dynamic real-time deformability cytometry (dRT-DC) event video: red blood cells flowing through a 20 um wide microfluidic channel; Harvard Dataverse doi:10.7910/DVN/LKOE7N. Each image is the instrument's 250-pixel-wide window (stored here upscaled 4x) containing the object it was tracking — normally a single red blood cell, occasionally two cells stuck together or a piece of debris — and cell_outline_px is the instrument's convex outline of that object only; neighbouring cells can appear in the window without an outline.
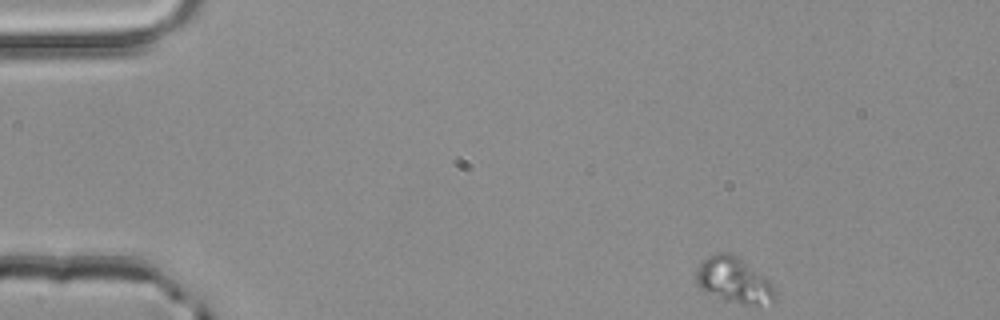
{"species": "common noctule bat (a hibernating species)", "species_latin": "Nyctalus noctula", "temperature_condition": "room temperature", "stored_images_in_passage": 47, "camera_frame_rate_fps": 3000, "um_per_image_px": 0.085, "animal": {"sex": "male", "body_mass_g": 20.4}, "frame": {"image": 1, "passage_image": 1, "time_ms": 0.0, "image_size_px": [1000, 320], "cell_outline_px": [[776, 300], [772, 304], [756, 304], [724, 300], [704, 292], [696, 284], [696, 272], [700, 264], [708, 256], [716, 252], [728, 252], [736, 256], [764, 276], [772, 284], [776, 292]], "centroid_in_image_um": [62.37, 23.82], "position_along_channel_um": 22.6, "area_um2": 20.81}}
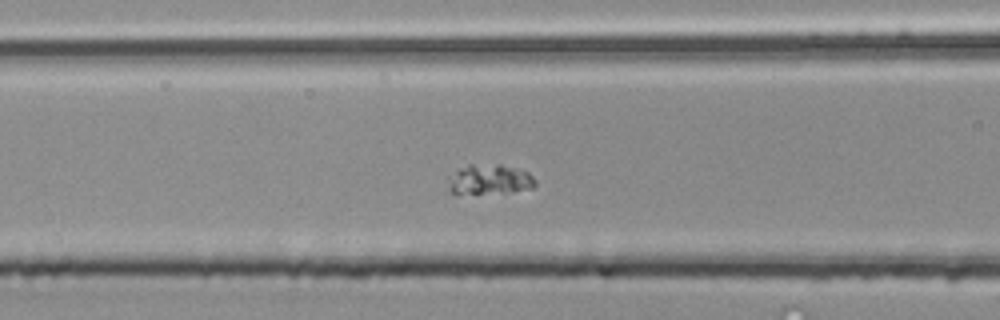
{"frame": {"image": 2, "passage_image": 16, "time_ms": 5.0, "image_size_px": [1000, 320], "cell_outline_px": [[536, 184], [532, 188], [504, 192], [456, 196], [452, 192], [448, 176], [460, 168], [468, 164], [500, 164], [528, 172], [536, 180]], "centroid_in_image_um": [41.57, 15.27], "position_along_channel_um": 125.0, "area_um2": 15.43}}
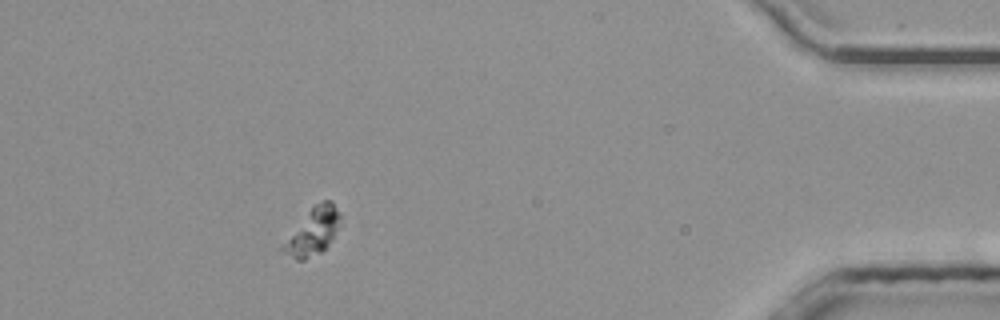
{"frame": {"image": 3, "passage_image": 42, "time_ms": 13.667, "image_size_px": [1000, 320], "cell_outline_px": [[340, 224], [328, 244], [320, 252], [304, 260], [296, 260], [284, 252], [280, 248], [312, 208], [316, 204], [324, 200], [332, 200], [340, 216]], "centroid_in_image_um": [26.63, 19.69], "position_along_channel_um": 408.6, "area_um2": 14.74}}